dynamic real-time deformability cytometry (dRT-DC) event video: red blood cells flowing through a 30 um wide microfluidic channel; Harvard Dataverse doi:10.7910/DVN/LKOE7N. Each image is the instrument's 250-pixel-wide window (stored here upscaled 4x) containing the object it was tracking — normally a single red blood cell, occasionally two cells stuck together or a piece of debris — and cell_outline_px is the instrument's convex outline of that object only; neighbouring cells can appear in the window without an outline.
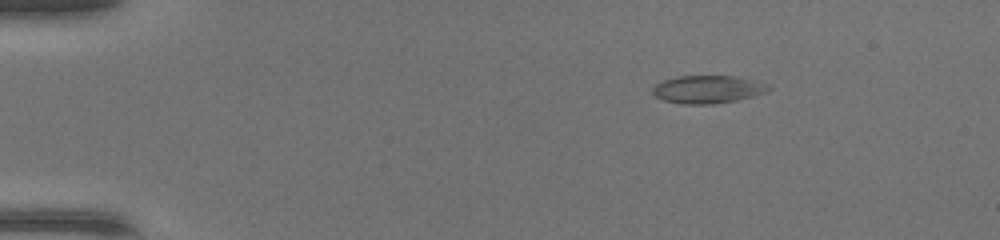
{"species": "common noctule bat (a hibernating species)", "species_latin": "Nyctalus noctula", "temperature_condition": "warm", "stored_images_in_passage": 41, "camera_frame_rate_fps": 3000, "um_per_image_px": 0.085, "animal": {"sex": "female", "body_mass_g": 17.0, "forearm_length_mm": 48.0}, "frame": {"image": 1, "passage_image": 2, "time_ms": 0.333, "image_size_px": [1000, 240], "cell_outline_px": [[772, 88], [768, 92], [736, 100], [712, 104], [684, 104], [664, 100], [656, 96], [652, 92], [652, 88], [656, 84], [664, 80], [676, 76], [736, 76], [756, 80], [768, 84]], "centroid_in_image_um": [60.19, 7.58], "position_along_channel_um": 24.8, "area_um2": 18.84}}
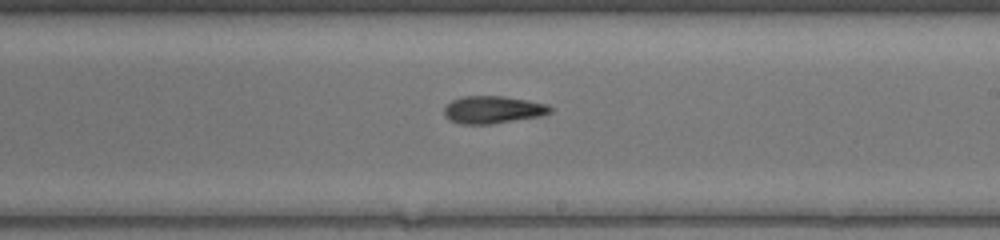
{"frame": {"image": 2, "passage_image": 23, "time_ms": 7.333, "image_size_px": [1000, 240], "cell_outline_px": [[552, 112], [540, 116], [492, 124], [460, 124], [448, 120], [444, 116], [444, 108], [452, 100], [460, 96], [504, 96], [528, 100], [548, 104], [552, 108]], "centroid_in_image_um": [41.88, 9.32], "position_along_channel_um": 247.1, "area_um2": 17.17}}
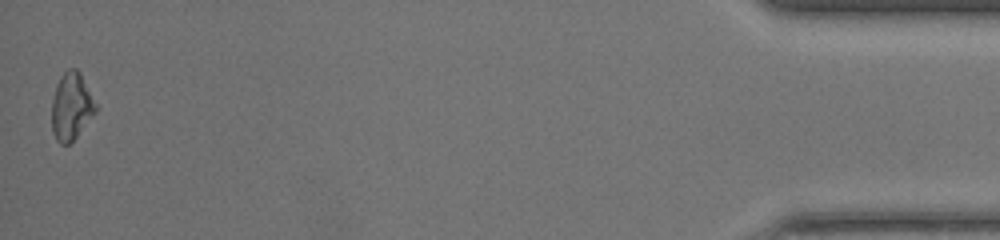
{"frame": {"image": 3, "passage_image": 41, "time_ms": 13.333, "image_size_px": [1000, 240], "cell_outline_px": [[96, 112], [76, 136], [68, 144], [60, 144], [56, 140], [52, 132], [52, 100], [56, 84], [60, 76], [68, 68], [76, 68], [80, 72], [96, 104]], "centroid_in_image_um": [6.04, 9.03], "position_along_channel_um": 429.2, "area_um2": 17.11}}